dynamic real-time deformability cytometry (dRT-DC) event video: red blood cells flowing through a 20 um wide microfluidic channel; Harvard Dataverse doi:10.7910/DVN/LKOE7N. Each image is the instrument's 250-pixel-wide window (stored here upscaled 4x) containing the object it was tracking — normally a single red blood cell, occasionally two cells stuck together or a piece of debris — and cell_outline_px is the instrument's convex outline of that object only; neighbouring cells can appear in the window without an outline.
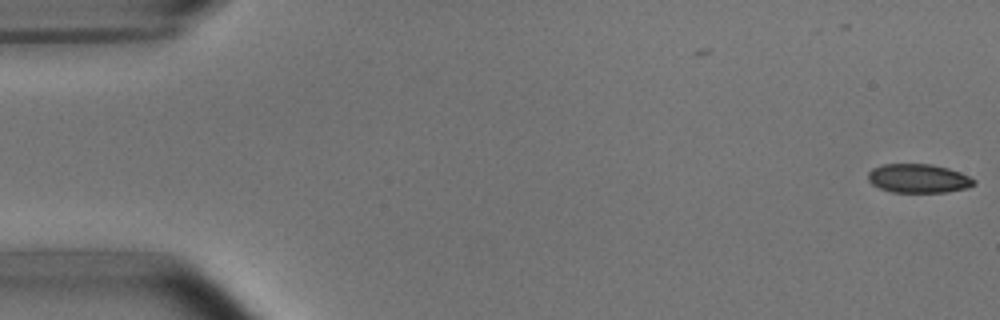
{"species": "common noctule bat (a hibernating species)", "species_latin": "Nyctalus noctula", "temperature_condition": "room temperature", "stored_images_in_passage": 15, "camera_frame_rate_fps": 3000, "um_per_image_px": 0.085, "animal": {"sex": "male", "body_mass_g": 15.6}, "frame": {"image": 1, "passage_image": 1, "time_ms": 0.0, "image_size_px": [1000, 320], "cell_outline_px": [[976, 184], [968, 188], [944, 192], [892, 192], [880, 188], [872, 184], [868, 180], [868, 172], [872, 168], [884, 164], [932, 164], [948, 168], [960, 172], [976, 180]], "centroid_in_image_um": [78.07, 15.16], "position_along_channel_um": 6.9, "area_um2": 17.86}}
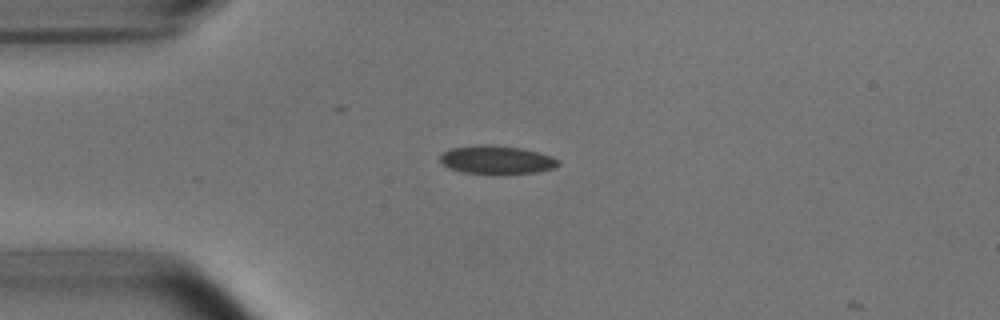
{"frame": {"image": 2, "passage_image": 13, "time_ms": 4.0, "image_size_px": [1000, 320], "cell_outline_px": [[560, 164], [552, 168], [536, 172], [464, 172], [448, 168], [440, 160], [440, 156], [444, 152], [452, 148], [488, 144], [520, 148], [552, 156]], "centroid_in_image_um": [42.19, 13.56], "position_along_channel_um": 42.8, "area_um2": 18.61}}